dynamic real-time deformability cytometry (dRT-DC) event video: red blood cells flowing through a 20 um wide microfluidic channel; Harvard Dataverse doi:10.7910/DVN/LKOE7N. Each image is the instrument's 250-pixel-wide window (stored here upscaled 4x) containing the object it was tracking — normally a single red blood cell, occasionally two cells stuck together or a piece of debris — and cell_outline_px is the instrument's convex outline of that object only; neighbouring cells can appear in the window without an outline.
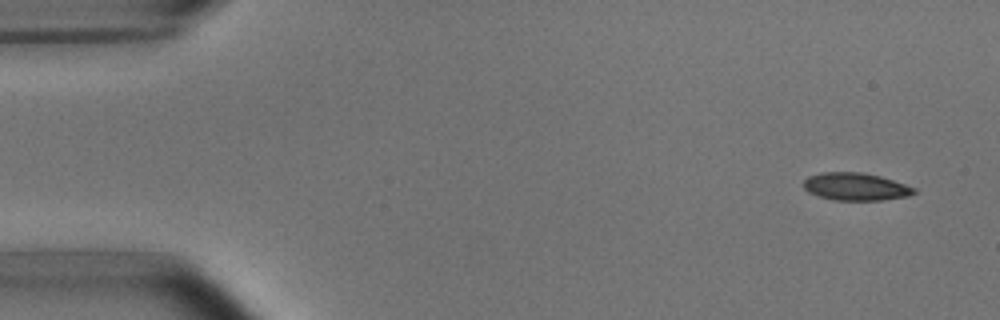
{"species": "common noctule bat (a hibernating species)", "species_latin": "Nyctalus noctula", "temperature_condition": "room temperature", "stored_images_in_passage": 8, "camera_frame_rate_fps": 3000, "um_per_image_px": 0.085, "animal": {"sex": "male", "body_mass_g": 15.6}, "frame": {"image": 1, "passage_image": 1, "time_ms": 0.0, "image_size_px": [1000, 320], "cell_outline_px": [[916, 192], [908, 196], [880, 200], [836, 200], [820, 196], [808, 192], [804, 188], [804, 180], [808, 176], [820, 172], [860, 172], [880, 176], [916, 188]], "centroid_in_image_um": [72.71, 15.86], "position_along_channel_um": 12.3, "area_um2": 17.63}}
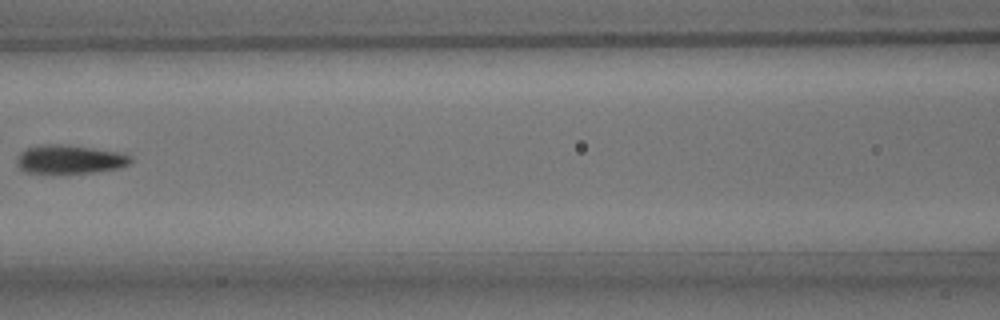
{"frame": {"image": 2, "passage_image": 7, "time_ms": 7.0, "image_size_px": [1000, 320], "cell_outline_px": [[132, 160], [128, 164], [116, 168], [96, 172], [24, 172], [16, 164], [16, 160], [20, 152], [24, 148], [44, 144], [60, 144], [116, 152], [132, 156]], "centroid_in_image_um": [5.86, 13.53], "position_along_channel_um": 160.7, "area_um2": 18.55}}
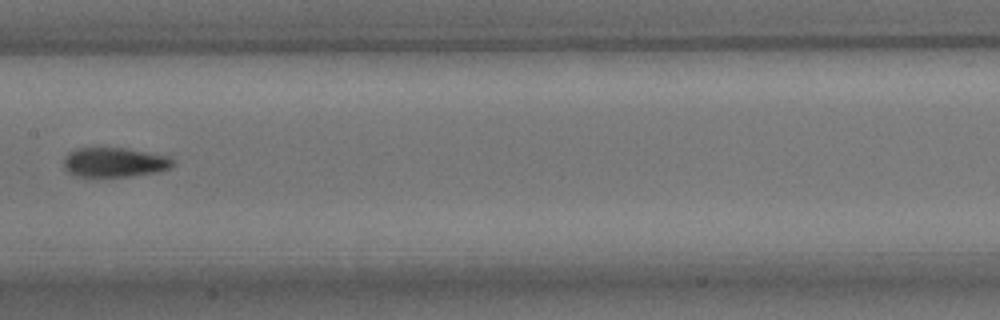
{"frame": {"image": 3, "passage_image": 8, "time_ms": 8.0, "image_size_px": [1000, 320], "cell_outline_px": [[176, 164], [172, 168], [156, 172], [128, 176], [76, 176], [68, 172], [64, 168], [64, 156], [68, 152], [76, 148], [128, 148], [168, 156], [176, 160]], "centroid_in_image_um": [9.76, 13.78], "position_along_channel_um": 197.6, "area_um2": 18.96}}